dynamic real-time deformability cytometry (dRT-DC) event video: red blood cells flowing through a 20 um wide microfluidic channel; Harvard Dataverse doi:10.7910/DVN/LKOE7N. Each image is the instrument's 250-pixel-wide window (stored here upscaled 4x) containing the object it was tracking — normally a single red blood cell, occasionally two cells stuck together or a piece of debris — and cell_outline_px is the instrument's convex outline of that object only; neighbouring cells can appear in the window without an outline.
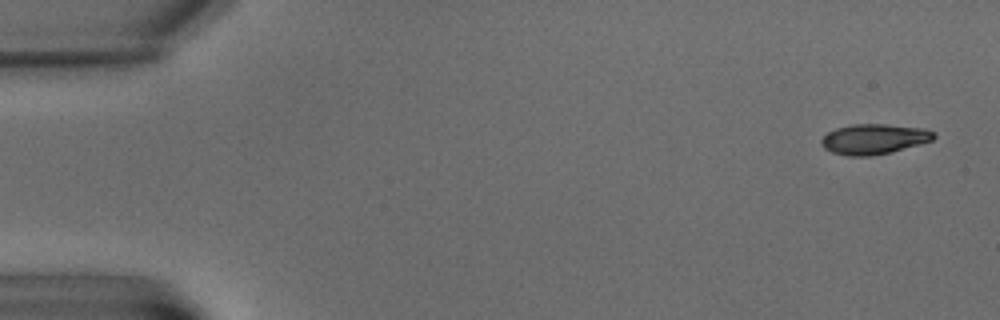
{"species": "common noctule bat (a hibernating species)", "species_latin": "Nyctalus noctula", "temperature_condition": "warm", "stored_images_in_passage": 9, "camera_frame_rate_fps": 3000, "um_per_image_px": 0.085, "animal": {"sex": "male", "body_mass_g": 15.6}, "frame": {"image": 1, "passage_image": 1, "time_ms": 0.0, "image_size_px": [1000, 320], "cell_outline_px": [[936, 136], [932, 140], [888, 152], [868, 156], [848, 156], [832, 152], [824, 148], [820, 144], [820, 140], [828, 132], [836, 128], [852, 124], [884, 124], [924, 128], [936, 132]], "centroid_in_image_um": [74.25, 11.8], "position_along_channel_um": 10.7, "area_um2": 19.59}}
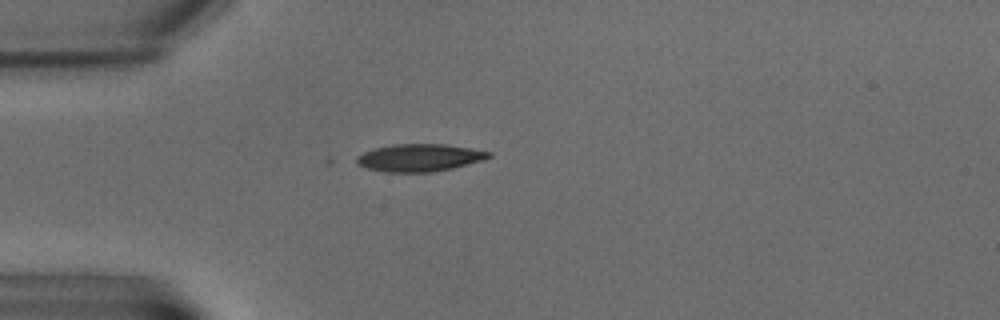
{"frame": {"image": 2, "passage_image": 6, "time_ms": 5.667, "image_size_px": [1000, 320], "cell_outline_px": [[492, 156], [484, 160], [452, 168], [432, 172], [384, 172], [368, 168], [356, 164], [356, 156], [364, 152], [376, 148], [392, 144], [448, 144], [472, 148], [492, 152]], "centroid_in_image_um": [35.68, 13.4], "position_along_channel_um": 49.3, "area_um2": 21.27}}
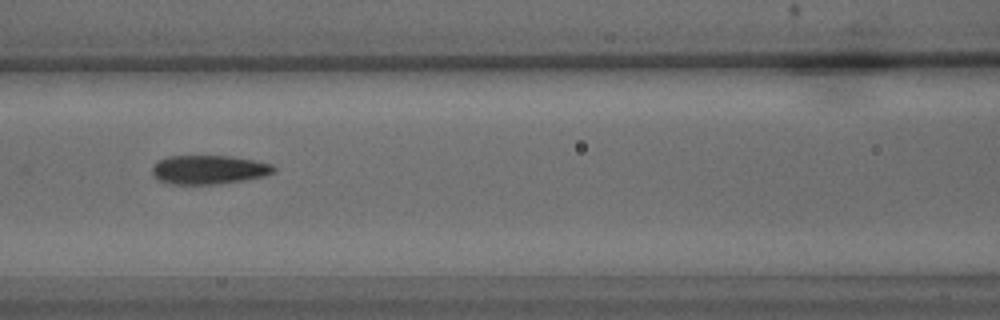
{"frame": {"image": 3, "passage_image": 9, "time_ms": 9.667, "image_size_px": [1000, 320], "cell_outline_px": [[276, 172], [264, 176], [244, 180], [216, 184], [172, 184], [156, 180], [152, 176], [152, 164], [168, 156], [232, 156], [272, 164], [276, 168]], "centroid_in_image_um": [17.72, 14.42], "position_along_channel_um": 148.9, "area_um2": 20.63}}